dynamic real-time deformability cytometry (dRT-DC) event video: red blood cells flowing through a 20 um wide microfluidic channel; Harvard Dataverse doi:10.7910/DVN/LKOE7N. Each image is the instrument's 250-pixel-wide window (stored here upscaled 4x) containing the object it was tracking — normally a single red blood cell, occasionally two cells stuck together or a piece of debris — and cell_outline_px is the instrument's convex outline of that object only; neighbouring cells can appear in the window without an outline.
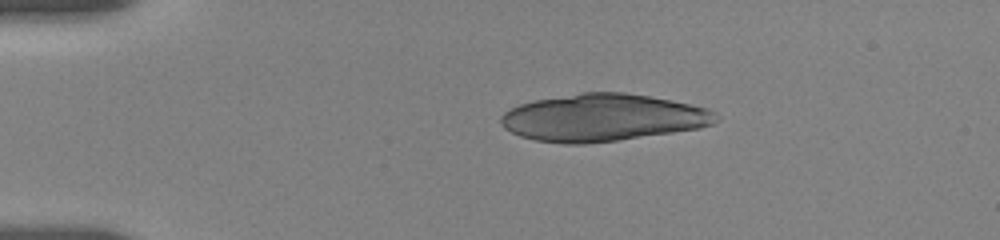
{"species": "human", "species_latin": "Homo sapiens", "temperature_condition": "room temperature", "stored_images_in_passage": 32, "camera_frame_rate_fps": 3000, "um_per_image_px": 0.085, "donor": {"sex": "female"}, "frame": {"image": 1, "passage_image": 3, "time_ms": 1.667, "image_size_px": [1000, 240], "cell_outline_px": [[720, 116], [712, 124], [700, 128], [616, 140], [584, 144], [564, 144], [536, 140], [520, 136], [504, 128], [500, 124], [500, 116], [504, 112], [520, 104], [536, 100], [580, 92], [624, 92], [672, 100], [708, 108], [716, 112]], "centroid_in_image_um": [51.23, 9.99], "position_along_channel_um": 33.8, "area_um2": 59.07}}
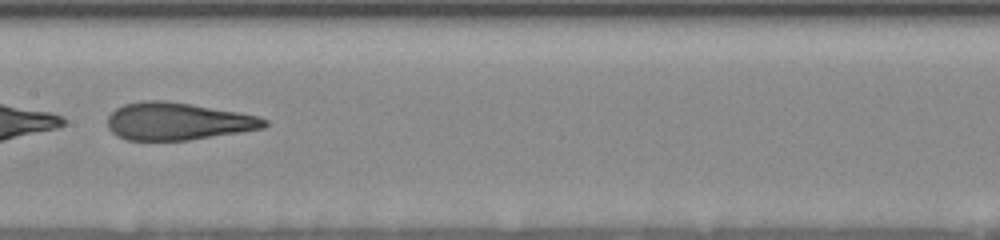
{"frame": {"image": 2, "passage_image": 14, "time_ms": 7.667, "image_size_px": [1000, 240], "cell_outline_px": [[268, 124], [264, 128], [240, 132], [188, 140], [128, 140], [116, 136], [108, 128], [108, 116], [116, 108], [124, 104], [144, 100], [164, 100], [236, 112], [256, 116], [268, 120]], "centroid_in_image_um": [15.07, 10.32], "position_along_channel_um": 192.3, "area_um2": 33.93}}
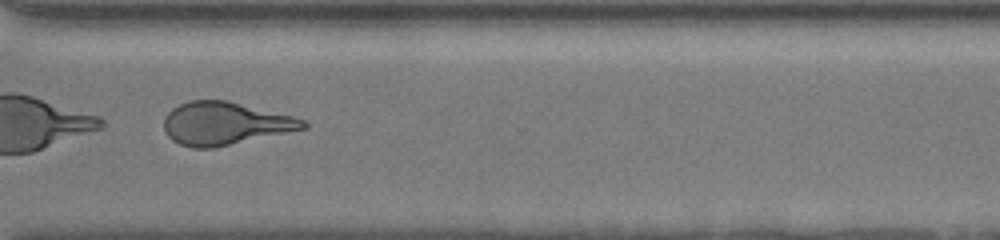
{"frame": {"image": 3, "passage_image": 23, "time_ms": 12.0, "image_size_px": [1000, 240], "cell_outline_px": [[308, 128], [216, 148], [192, 148], [180, 144], [172, 140], [168, 136], [164, 128], [164, 116], [172, 108], [188, 100], [228, 100], [292, 116], [304, 120], [308, 124]], "centroid_in_image_um": [19.12, 10.5], "position_along_channel_um": 351.5, "area_um2": 34.97}, "authors_computed_cell_mechanics": {"area_um2": 36.1539, "velocity_mm_per_s": 3.6798, "shape_relaxation_time_tau1_ms": 1.9221, "shape_relaxation_time_tau2_ms": 1.5121, "deformation_change_tau1": 0.3173, "deformation_change_tau2": 0.1181}}